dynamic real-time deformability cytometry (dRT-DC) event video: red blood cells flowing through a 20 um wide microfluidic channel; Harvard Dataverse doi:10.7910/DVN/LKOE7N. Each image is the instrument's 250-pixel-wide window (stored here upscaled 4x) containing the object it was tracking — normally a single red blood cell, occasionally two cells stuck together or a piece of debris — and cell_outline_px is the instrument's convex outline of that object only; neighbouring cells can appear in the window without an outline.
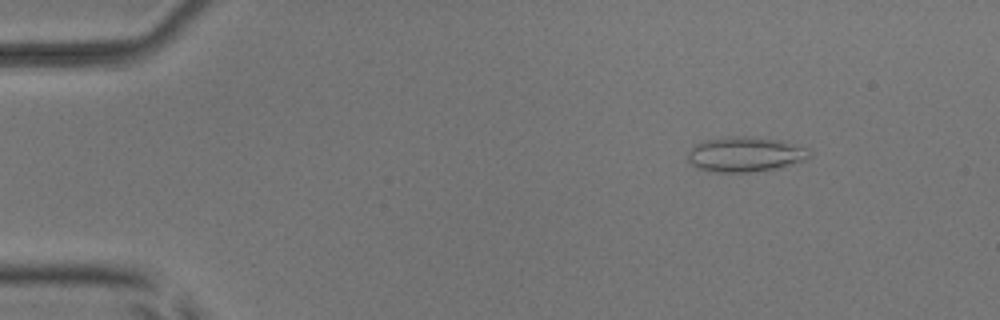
{"species": "common noctule bat (a hibernating species)", "species_latin": "Nyctalus noctula", "temperature_condition": "room temperature", "stored_images_in_passage": 7, "camera_frame_rate_fps": 3000, "um_per_image_px": 0.085, "animal": {"sex": "male", "body_mass_g": 17.9, "forearm_length_mm": 54.2}, "frame": {"image": 1, "passage_image": 2, "time_ms": 0.333, "image_size_px": [1000, 320], "cell_outline_px": [[808, 156], [804, 160], [776, 168], [756, 172], [712, 172], [696, 168], [688, 160], [688, 148], [692, 144], [704, 140], [732, 136], [744, 136], [780, 140], [808, 148]], "centroid_in_image_um": [63.25, 13.12], "position_along_channel_um": 21.7, "area_um2": 24.85}}
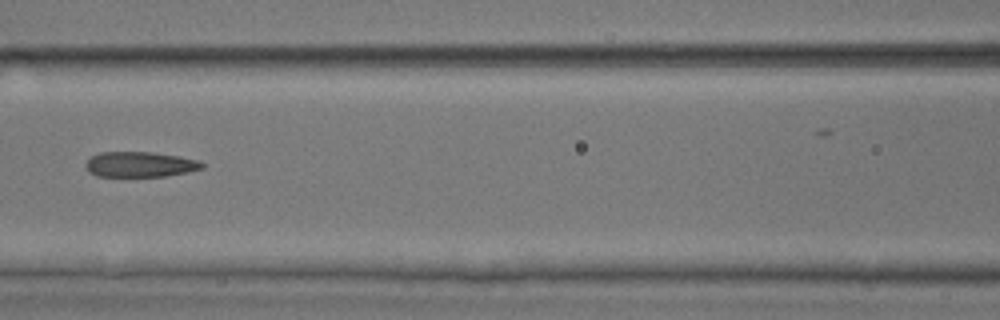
{"frame": {"image": 2, "passage_image": 6, "time_ms": 1.667, "image_size_px": [1000, 320], "cell_outline_px": [[204, 168], [188, 172], [164, 176], [96, 176], [88, 172], [84, 164], [92, 156], [100, 152], [152, 152], [180, 156], [200, 160], [204, 164]], "centroid_in_image_um": [11.92, 13.97], "position_along_channel_um": 154.7, "area_um2": 17.28}}
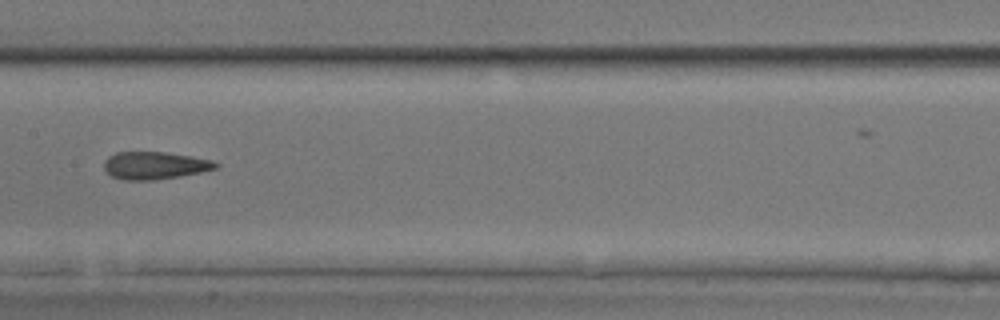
{"frame": {"image": 3, "passage_image": 7, "time_ms": 2.0, "image_size_px": [1000, 320], "cell_outline_px": [[220, 164], [216, 168], [200, 172], [180, 176], [152, 180], [124, 180], [112, 176], [104, 168], [104, 160], [108, 156], [116, 152], [164, 152], [212, 160]], "centroid_in_image_um": [13.12, 14.06], "position_along_channel_um": 194.3, "area_um2": 17.74}}